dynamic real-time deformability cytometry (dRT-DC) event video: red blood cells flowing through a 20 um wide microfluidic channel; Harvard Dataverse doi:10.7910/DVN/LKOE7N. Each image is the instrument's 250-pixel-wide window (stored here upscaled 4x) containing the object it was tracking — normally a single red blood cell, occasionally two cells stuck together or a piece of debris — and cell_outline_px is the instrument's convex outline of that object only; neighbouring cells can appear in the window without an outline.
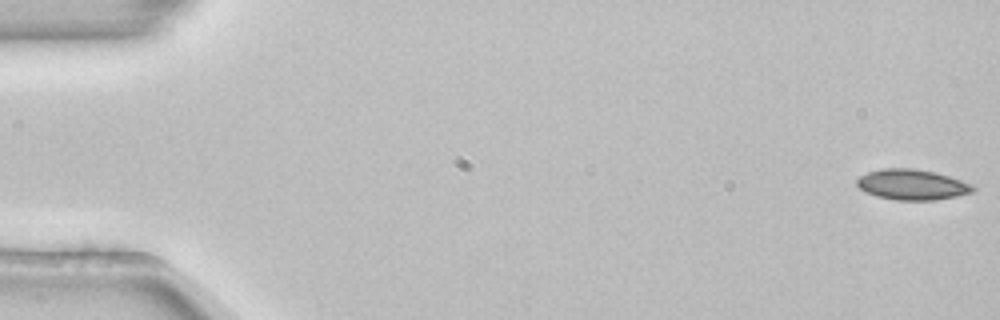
{"species": "common noctule bat (a hibernating species)", "species_latin": "Nyctalus noctula", "temperature_condition": "room temperature", "stored_images_in_passage": 53, "camera_frame_rate_fps": 3000, "um_per_image_px": 0.085, "animal": {"sex": "female", "body_mass_g": 22.7, "forearm_length_mm": 54.2}, "frame": {"image": 1, "passage_image": 1, "time_ms": 0.0, "image_size_px": [1000, 320], "cell_outline_px": [[976, 188], [972, 192], [956, 196], [936, 200], [896, 200], [876, 196], [864, 192], [856, 184], [856, 180], [860, 176], [868, 172], [884, 168], [912, 168], [936, 172], [972, 184]], "centroid_in_image_um": [77.51, 15.69], "position_along_channel_um": 7.5, "area_um2": 20.63}}
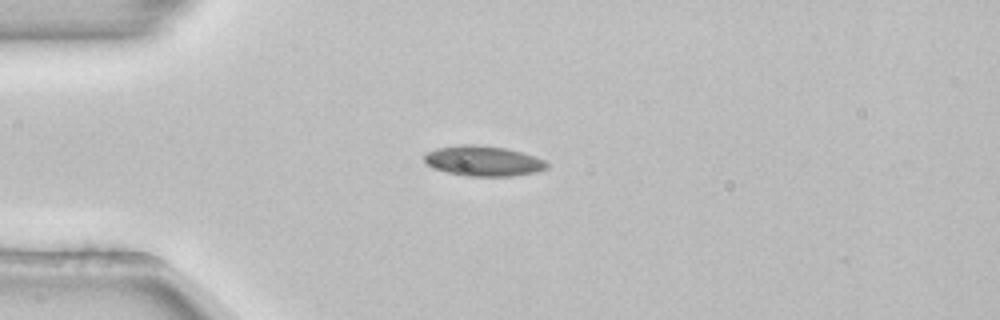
{"frame": {"image": 2, "passage_image": 14, "time_ms": 4.333, "image_size_px": [1000, 320], "cell_outline_px": [[548, 168], [536, 172], [512, 176], [464, 176], [432, 168], [424, 160], [424, 156], [428, 152], [436, 148], [460, 144], [476, 144], [508, 148], [544, 160], [548, 164]], "centroid_in_image_um": [41.06, 13.68], "position_along_channel_um": 43.9, "area_um2": 21.62}}
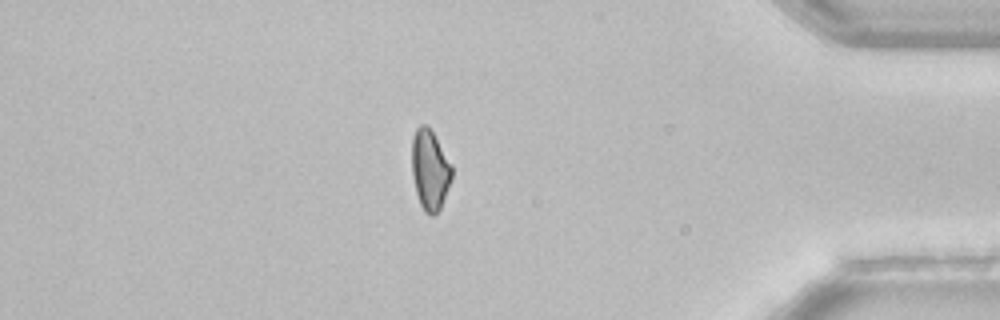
{"frame": {"image": 3, "passage_image": 46, "time_ms": 15.0, "image_size_px": [1000, 320], "cell_outline_px": [[452, 176], [448, 188], [440, 208], [432, 216], [428, 216], [424, 212], [420, 204], [416, 192], [412, 172], [412, 136], [416, 128], [420, 124], [428, 124], [452, 164]], "centroid_in_image_um": [36.54, 14.41], "position_along_channel_um": 398.7, "area_um2": 18.79}}